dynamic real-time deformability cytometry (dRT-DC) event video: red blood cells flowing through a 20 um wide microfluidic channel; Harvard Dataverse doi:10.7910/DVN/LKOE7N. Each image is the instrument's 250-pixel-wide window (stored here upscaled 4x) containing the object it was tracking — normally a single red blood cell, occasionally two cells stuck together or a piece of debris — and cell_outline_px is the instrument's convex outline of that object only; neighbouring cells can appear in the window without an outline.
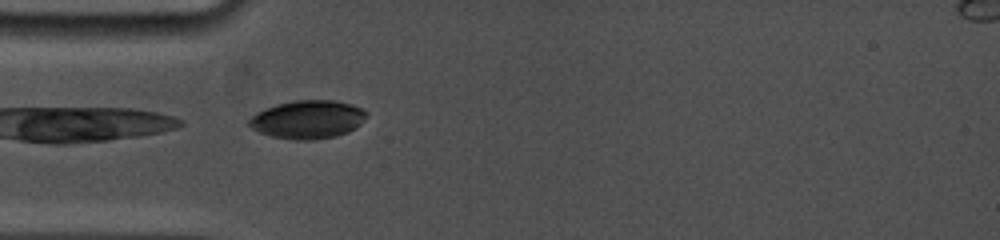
{"species": "common noctule bat (a hibernating species)", "species_latin": "Nyctalus noctula", "temperature_condition": "cold", "stored_images_in_passage": 48, "camera_frame_rate_fps": 5000, "um_per_image_px": 0.085, "animal": {"sex": "female", "body_mass_g": 19.0, "forearm_length_mm": 53.3}, "frame": {"image": 1, "passage_image": 2, "time_ms": 0.2, "image_size_px": [1000, 240], "cell_outline_px": [[368, 116], [356, 128], [348, 132], [336, 136], [312, 140], [292, 140], [272, 136], [260, 132], [252, 128], [248, 124], [248, 120], [256, 112], [264, 108], [276, 104], [292, 100], [332, 100], [352, 104], [368, 112]], "centroid_in_image_um": [26.16, 10.15], "position_along_channel_um": 58.8, "area_um2": 26.41}}
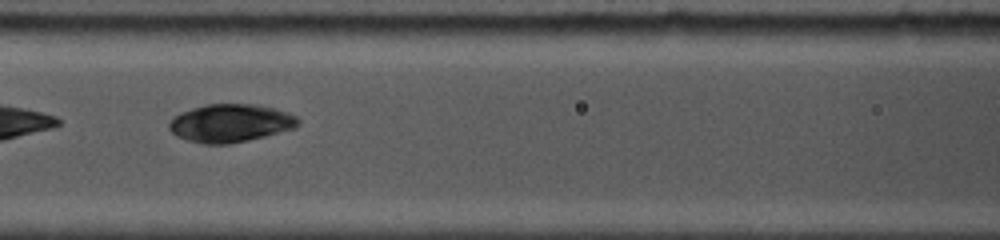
{"frame": {"image": 2, "passage_image": 11, "time_ms": 2.6, "image_size_px": [1000, 240], "cell_outline_px": [[300, 124], [296, 128], [264, 136], [228, 144], [204, 144], [188, 140], [176, 136], [168, 128], [168, 124], [180, 112], [204, 104], [256, 104], [288, 112], [296, 116], [300, 120]], "centroid_in_image_um": [19.6, 10.46], "position_along_channel_um": 147.0, "area_um2": 28.55}}
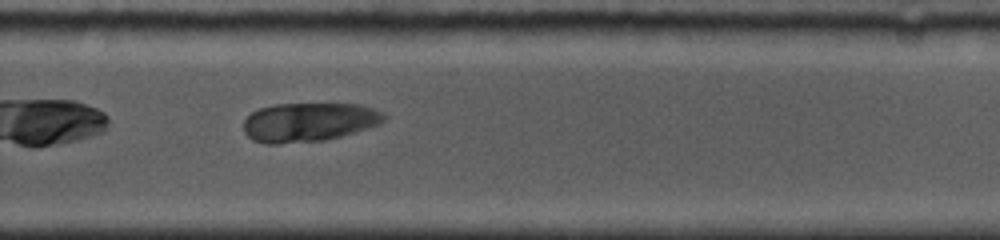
{"frame": {"image": 3, "passage_image": 28, "time_ms": 6.8, "image_size_px": [1000, 240], "cell_outline_px": [[384, 120], [380, 124], [368, 128], [340, 136], [324, 140], [276, 144], [264, 144], [252, 140], [244, 132], [244, 120], [252, 112], [260, 108], [276, 104], [364, 104], [384, 112]], "centroid_in_image_um": [26.25, 10.38], "position_along_channel_um": 303.5, "area_um2": 31.96}}